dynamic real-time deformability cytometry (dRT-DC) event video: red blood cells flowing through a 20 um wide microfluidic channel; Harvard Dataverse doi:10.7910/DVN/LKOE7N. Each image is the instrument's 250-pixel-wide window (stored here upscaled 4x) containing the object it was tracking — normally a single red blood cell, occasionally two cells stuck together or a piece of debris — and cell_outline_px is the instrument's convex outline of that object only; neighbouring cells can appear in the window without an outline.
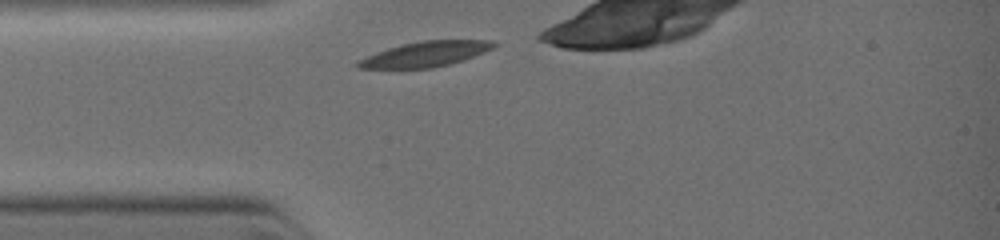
{"species": "common noctule bat (a hibernating species)", "species_latin": "Nyctalus noctula", "temperature_condition": "warm", "stored_images_in_passage": 3, "camera_frame_rate_fps": 3000, "um_per_image_px": 0.085, "animal": {"sex": "female", "body_mass_g": 19.0, "forearm_length_mm": 51.5}, "frame": {"image": 1, "passage_image": 1, "time_ms": 0.0, "image_size_px": [1000, 240], "cell_outline_px": [[500, 44], [492, 48], [472, 56], [448, 64], [428, 68], [356, 68], [356, 64], [360, 60], [376, 52], [388, 48], [404, 44], [424, 40], [492, 40]], "centroid_in_image_um": [36.17, 4.58], "position_along_channel_um": 48.8, "area_um2": 19.42}}